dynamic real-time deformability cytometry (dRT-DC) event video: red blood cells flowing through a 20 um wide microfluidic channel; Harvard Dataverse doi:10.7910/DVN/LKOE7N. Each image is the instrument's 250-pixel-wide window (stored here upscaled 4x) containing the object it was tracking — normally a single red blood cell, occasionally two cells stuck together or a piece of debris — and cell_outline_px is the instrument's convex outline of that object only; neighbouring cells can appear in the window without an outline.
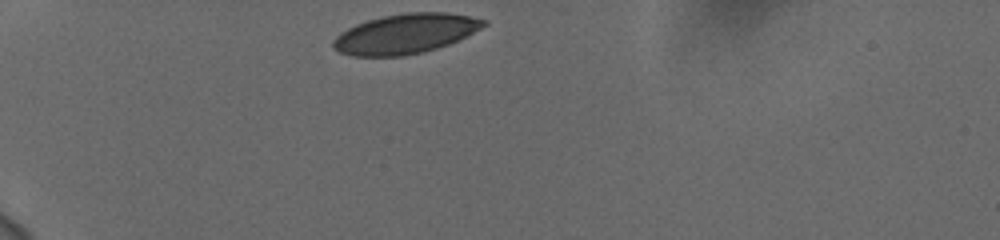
{"species": "human", "species_latin": "Homo sapiens", "temperature_condition": "cold", "stored_images_in_passage": 34, "camera_frame_rate_fps": 3000, "um_per_image_px": 0.085, "donor": {"sex": "female"}, "frame": {"image": 1, "passage_image": 1, "time_ms": 0.0, "image_size_px": [1000, 240], "cell_outline_px": [[488, 24], [448, 44], [424, 52], [404, 56], [352, 56], [340, 52], [332, 48], [332, 40], [340, 32], [356, 24], [368, 20], [384, 16], [404, 12], [448, 12], [488, 20]], "centroid_in_image_um": [34.42, 2.86], "position_along_channel_um": 50.6, "area_um2": 34.8}}
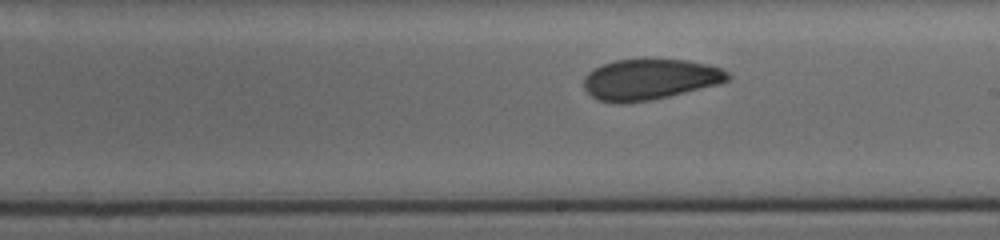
{"frame": {"image": 2, "passage_image": 19, "time_ms": 6.0, "image_size_px": [1000, 240], "cell_outline_px": [[732, 76], [728, 80], [720, 84], [652, 100], [620, 104], [596, 100], [584, 88], [584, 76], [588, 72], [600, 64], [616, 60], [644, 56], [688, 60], [708, 64], [720, 68], [728, 72]], "centroid_in_image_um": [55.22, 6.7], "position_along_channel_um": 233.8, "area_um2": 35.37}}
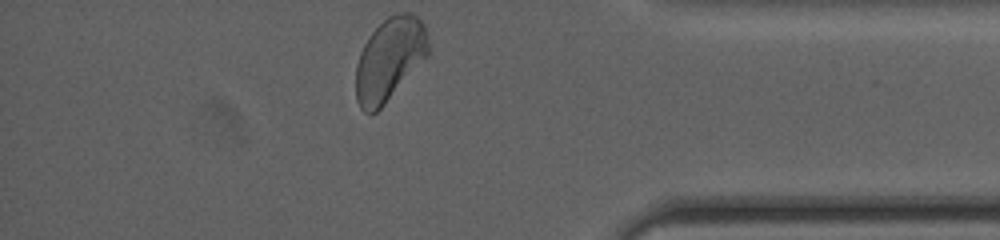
{"frame": {"image": 3, "passage_image": 34, "time_ms": 11.0, "image_size_px": [1000, 240], "cell_outline_px": [[428, 56], [384, 104], [376, 112], [364, 112], [360, 108], [356, 100], [356, 64], [360, 52], [368, 36], [388, 16], [404, 12], [412, 12], [424, 24], [428, 36]], "centroid_in_image_um": [33.11, 5.02], "position_along_channel_um": 402.1, "area_um2": 34.85}, "authors_computed_cell_mechanics": {"area_um2": 34.8534, "velocity_mm_per_s": 3.707, "shape_relaxation_time_tau1_ms": 4.5242, "shape_relaxation_time_tau2_ms": 2.149, "deformation_change_tau1": 0.112, "deformation_change_tau2": 0.0579}}